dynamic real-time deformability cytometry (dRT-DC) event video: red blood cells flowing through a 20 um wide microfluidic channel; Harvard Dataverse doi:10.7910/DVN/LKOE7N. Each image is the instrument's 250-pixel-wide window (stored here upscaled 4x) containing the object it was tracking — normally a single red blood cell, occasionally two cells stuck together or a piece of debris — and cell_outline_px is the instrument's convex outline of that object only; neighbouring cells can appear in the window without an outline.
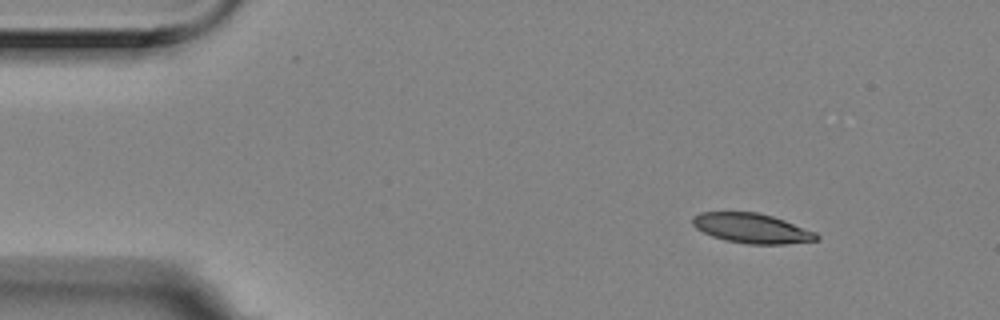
{"species": "Egyptian fruit bat (a non-hibernating species)", "species_latin": "Rousettus aegyptiacus", "temperature_condition": "room temperature", "stored_images_in_passage": 4, "camera_frame_rate_fps": 3000, "um_per_image_px": 0.085, "animal": {"sex": "female"}, "frame": {"image": 1, "passage_image": 1, "time_ms": 0.0, "image_size_px": [1000, 320], "cell_outline_px": [[820, 240], [784, 244], [748, 244], [724, 240], [712, 236], [696, 228], [692, 224], [692, 216], [700, 212], [756, 212], [772, 216], [784, 220], [816, 232], [820, 236]], "centroid_in_image_um": [63.91, 19.4], "position_along_channel_um": 21.1, "area_um2": 21.56}}
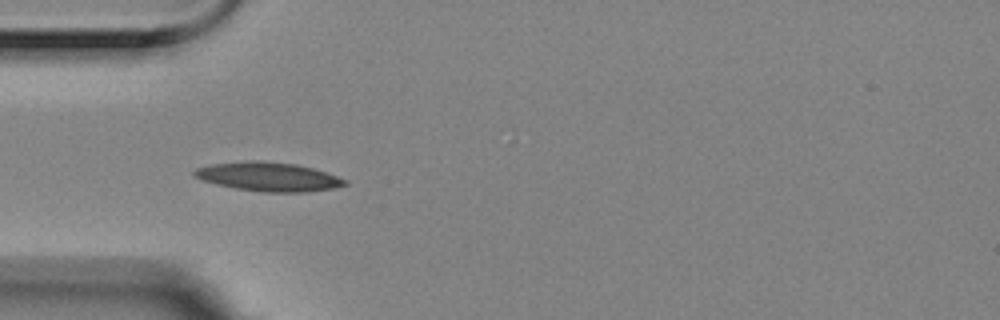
{"frame": {"image": 2, "passage_image": 4, "time_ms": 1.0, "image_size_px": [1000, 320], "cell_outline_px": [[348, 184], [332, 188], [308, 192], [264, 192], [236, 188], [216, 184], [200, 180], [192, 176], [192, 172], [196, 168], [212, 164], [252, 160], [256, 160], [296, 164], [312, 168], [348, 180]], "centroid_in_image_um": [22.78, 15.02], "position_along_channel_um": 62.2, "area_um2": 25.32}}